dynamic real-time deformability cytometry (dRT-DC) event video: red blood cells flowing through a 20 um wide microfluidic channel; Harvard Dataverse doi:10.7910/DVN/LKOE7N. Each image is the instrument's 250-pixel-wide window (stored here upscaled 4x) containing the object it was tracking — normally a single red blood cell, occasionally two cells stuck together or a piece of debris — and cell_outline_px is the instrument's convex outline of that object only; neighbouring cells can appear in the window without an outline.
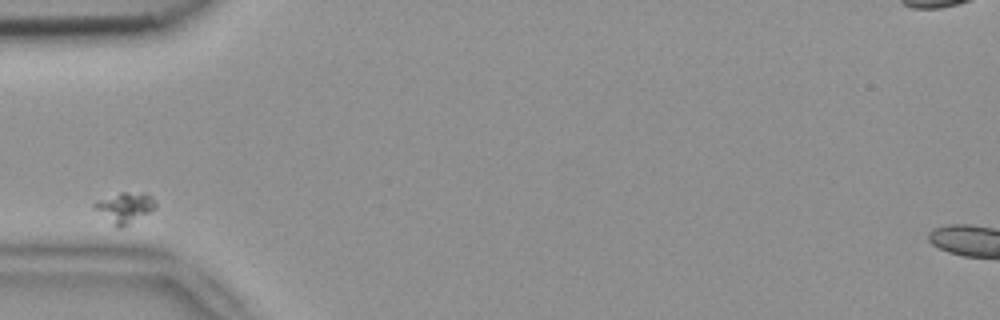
{"species": "common noctule bat (a hibernating species)", "species_latin": "Nyctalus noctula", "temperature_condition": "room temperature", "stored_images_in_passage": 6, "camera_frame_rate_fps": 3000, "um_per_image_px": 0.085, "animal": {"sex": "female", "body_mass_g": 18.4}, "frame": {"image": 1, "passage_image": 2, "time_ms": 0.333, "image_size_px": [1000, 320], "cell_outline_px": [[156, 204], [148, 212], [128, 224], [120, 228], [116, 228], [92, 204], [96, 200], [120, 192], [124, 192], [152, 196]], "centroid_in_image_um": [10.56, 17.64], "position_along_channel_um": 74.4, "area_um2": 10.23}}